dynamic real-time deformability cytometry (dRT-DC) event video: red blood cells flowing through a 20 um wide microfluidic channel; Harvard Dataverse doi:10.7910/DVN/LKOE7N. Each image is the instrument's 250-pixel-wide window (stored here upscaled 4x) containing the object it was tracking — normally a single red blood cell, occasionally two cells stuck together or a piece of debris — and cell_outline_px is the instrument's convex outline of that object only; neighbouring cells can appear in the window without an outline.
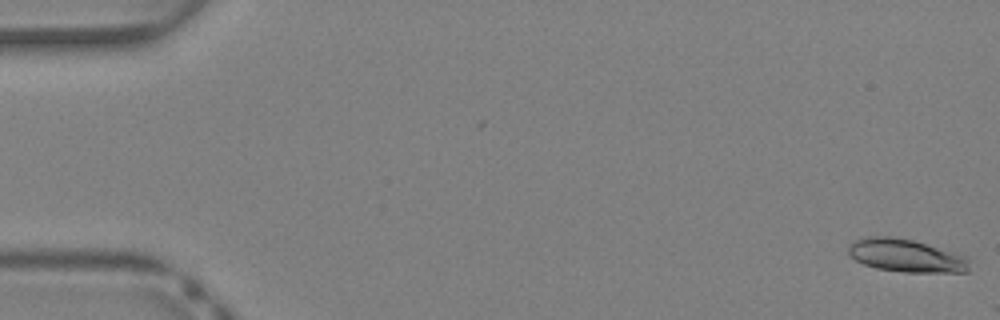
{"species": "Egyptian fruit bat (a non-hibernating species)", "species_latin": "Rousettus aegyptiacus", "temperature_condition": "warm", "stored_images_in_passage": 7, "camera_frame_rate_fps": 3000, "um_per_image_px": 0.085, "animal": {"sex": "female"}, "frame": {"image": 1, "passage_image": 1, "time_ms": 0.0, "image_size_px": [1000, 320], "cell_outline_px": [[968, 272], [904, 272], [876, 268], [864, 264], [856, 260], [848, 252], [848, 248], [856, 240], [868, 236], [892, 236], [912, 240], [968, 256]], "centroid_in_image_um": [77.03, 21.73], "position_along_channel_um": 8.0, "area_um2": 23.0}}